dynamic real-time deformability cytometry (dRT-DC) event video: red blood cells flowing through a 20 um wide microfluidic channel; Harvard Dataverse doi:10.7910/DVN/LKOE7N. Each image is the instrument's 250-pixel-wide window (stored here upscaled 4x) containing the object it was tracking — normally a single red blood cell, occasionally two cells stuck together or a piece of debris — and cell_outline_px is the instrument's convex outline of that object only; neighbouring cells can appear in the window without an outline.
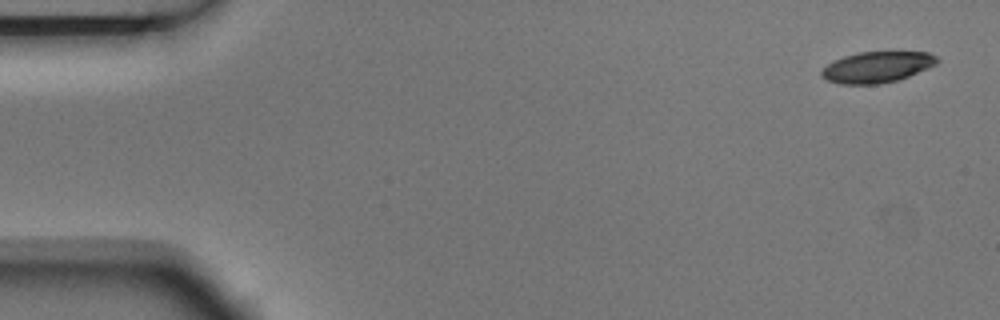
{"species": "Egyptian fruit bat (a non-hibernating species)", "species_latin": "Rousettus aegyptiacus", "temperature_condition": "room temperature", "stored_images_in_passage": 6, "segment_of_instrument_passage": [1, 2], "camera_frame_rate_fps": 3000, "um_per_image_px": 0.085, "animal": {"sex": "male"}, "frame": {"image": 1, "passage_image": 1, "time_ms": 0.0, "image_size_px": [1000, 320], "cell_outline_px": [[940, 60], [936, 64], [928, 68], [908, 76], [896, 80], [876, 84], [840, 84], [828, 80], [820, 76], [820, 72], [832, 60], [844, 56], [860, 52], [928, 52], [936, 56]], "centroid_in_image_um": [74.53, 5.69], "position_along_channel_um": 10.5, "area_um2": 20.75}}
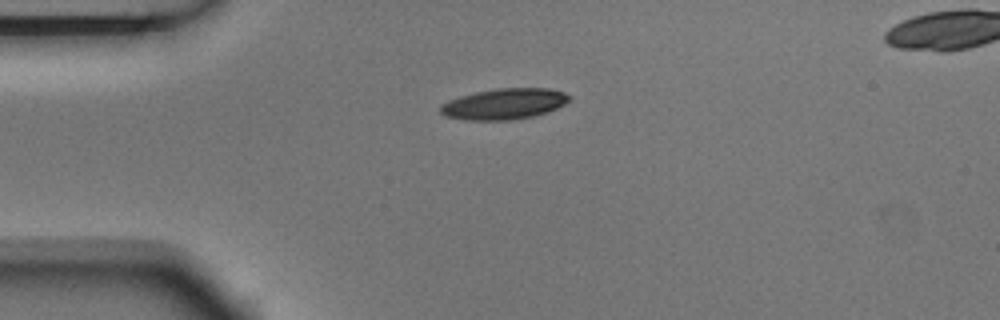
{"frame": {"image": 2, "passage_image": 4, "time_ms": 1.0, "image_size_px": [1000, 320], "cell_outline_px": [[572, 96], [564, 104], [548, 112], [532, 116], [508, 120], [464, 120], [444, 116], [440, 112], [440, 104], [448, 100], [460, 96], [476, 92], [496, 88], [548, 88], [564, 92]], "centroid_in_image_um": [42.83, 8.83], "position_along_channel_um": 42.2, "area_um2": 23.24}}